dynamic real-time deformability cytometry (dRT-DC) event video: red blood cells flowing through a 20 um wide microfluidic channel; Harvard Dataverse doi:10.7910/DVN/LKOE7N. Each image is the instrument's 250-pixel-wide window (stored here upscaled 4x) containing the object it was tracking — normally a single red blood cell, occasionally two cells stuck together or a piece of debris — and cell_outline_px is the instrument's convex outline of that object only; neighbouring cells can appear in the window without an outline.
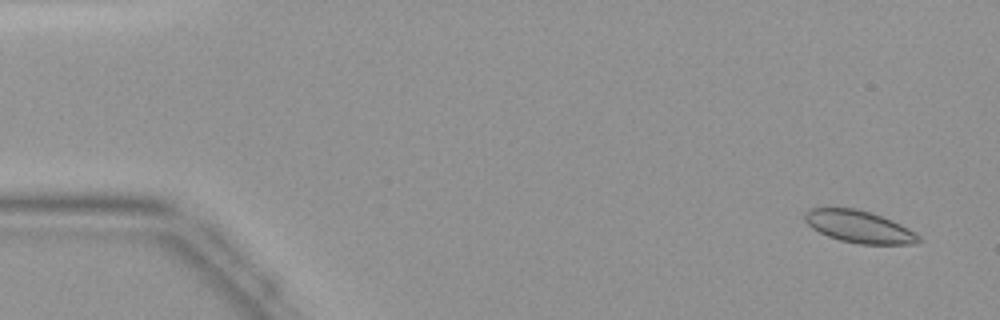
{"species": "common noctule bat (a hibernating species)", "species_latin": "Nyctalus noctula", "temperature_condition": "warm", "stored_images_in_passage": 46, "camera_frame_rate_fps": 3000, "um_per_image_px": 0.085, "animal": {"sex": "female", "body_mass_g": 19.9}, "frame": {"image": 1, "passage_image": 3, "time_ms": 0.667, "image_size_px": [1000, 320], "cell_outline_px": [[920, 240], [916, 244], [860, 244], [840, 240], [828, 236], [812, 228], [804, 220], [804, 212], [808, 208], [856, 208], [872, 212], [892, 220], [916, 232], [920, 236]], "centroid_in_image_um": [73.02, 19.26], "position_along_channel_um": 12.0, "area_um2": 21.44}}
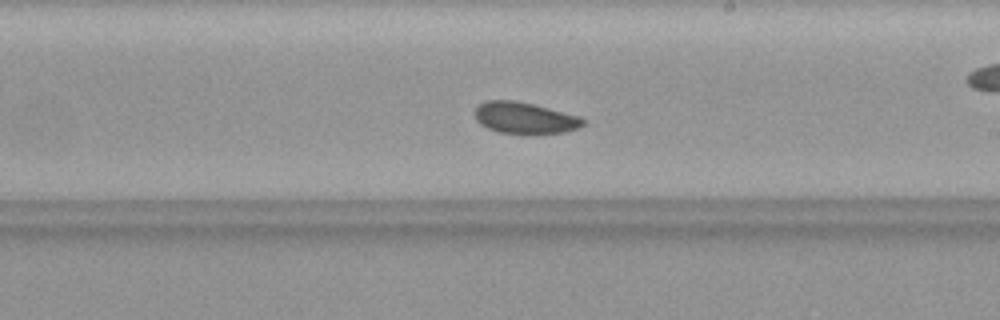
{"frame": {"image": 2, "passage_image": 27, "time_ms": 8.667, "image_size_px": [1000, 320], "cell_outline_px": [[584, 124], [580, 128], [564, 132], [528, 136], [496, 132], [480, 124], [476, 120], [476, 108], [484, 100], [516, 100], [580, 116], [584, 120]], "centroid_in_image_um": [44.61, 10.06], "position_along_channel_um": 244.4, "area_um2": 20.35}}
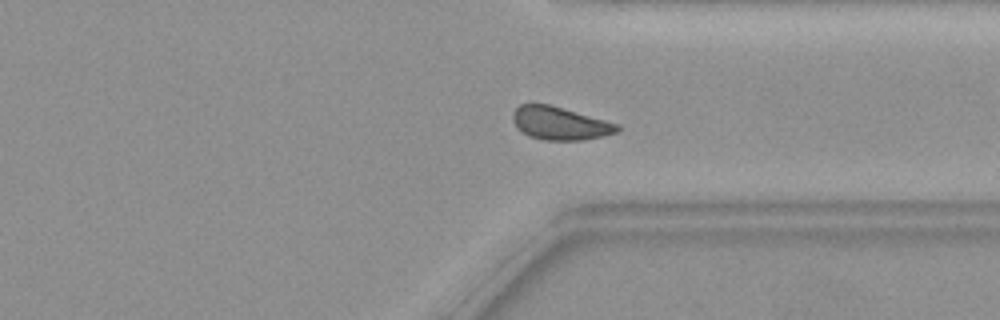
{"frame": {"image": 3, "passage_image": 35, "time_ms": 11.333, "image_size_px": [1000, 320], "cell_outline_px": [[620, 128], [616, 132], [604, 136], [580, 140], [544, 140], [528, 136], [512, 120], [512, 112], [520, 104], [548, 104], [620, 124]], "centroid_in_image_um": [47.6, 10.48], "position_along_channel_um": 363.8, "area_um2": 19.88}}